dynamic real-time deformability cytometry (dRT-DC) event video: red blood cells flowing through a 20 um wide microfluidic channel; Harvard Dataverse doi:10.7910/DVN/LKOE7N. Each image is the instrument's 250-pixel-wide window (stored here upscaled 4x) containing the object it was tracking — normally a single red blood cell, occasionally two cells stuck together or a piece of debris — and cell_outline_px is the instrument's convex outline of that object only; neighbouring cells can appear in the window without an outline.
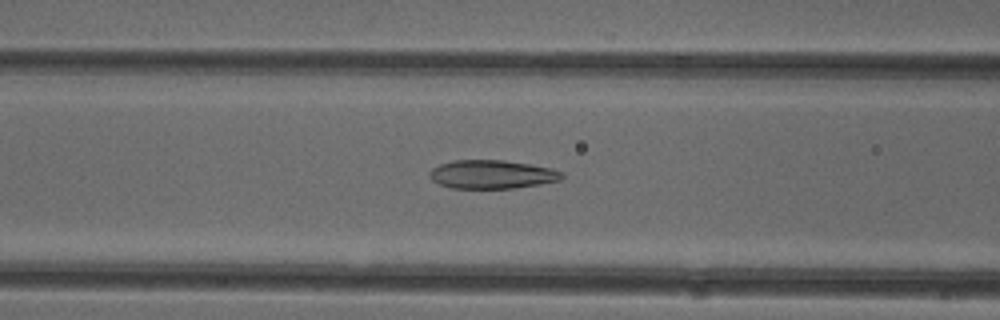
{"species": "common noctule bat (a hibernating species)", "species_latin": "Nyctalus noctula", "temperature_condition": "cold", "stored_images_in_passage": 51, "camera_frame_rate_fps": 3000, "um_per_image_px": 0.085, "animal": {"sex": "female"}, "frame": {"image": 1, "passage_image": 21, "time_ms": 6.667, "image_size_px": [1000, 320], "cell_outline_px": [[564, 176], [560, 180], [540, 184], [512, 188], [452, 188], [440, 184], [432, 180], [428, 176], [428, 172], [432, 168], [440, 164], [452, 160], [504, 160], [552, 168], [564, 172]], "centroid_in_image_um": [41.8, 14.81], "position_along_channel_um": 124.8, "area_um2": 22.08}}
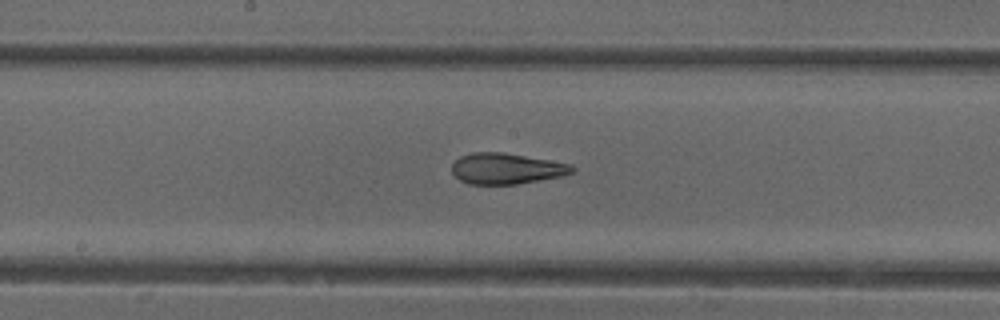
{"frame": {"image": 2, "passage_image": 27, "time_ms": 8.667, "image_size_px": [1000, 320], "cell_outline_px": [[576, 172], [560, 176], [516, 184], [468, 184], [460, 180], [452, 172], [452, 164], [460, 156], [472, 152], [500, 152], [572, 164], [576, 168]], "centroid_in_image_um": [43.04, 14.33], "position_along_channel_um": 205.2, "area_um2": 21.5}}
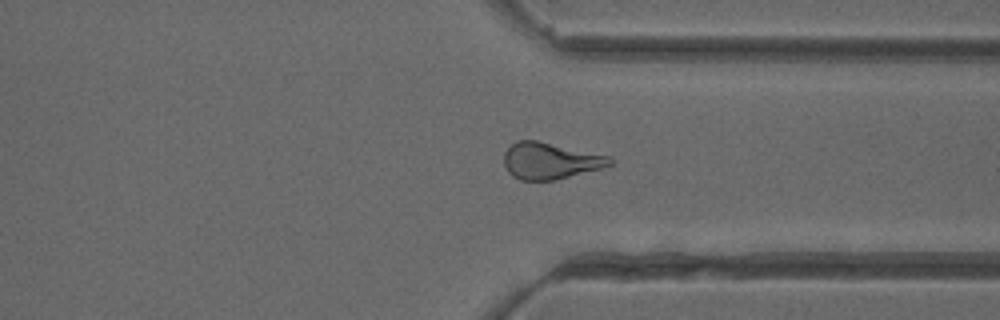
{"frame": {"image": 3, "passage_image": 39, "time_ms": 12.667, "image_size_px": [1000, 320], "cell_outline_px": [[612, 164], [600, 168], [552, 180], [520, 180], [512, 176], [508, 172], [504, 164], [504, 152], [516, 140], [536, 140], [608, 156], [612, 160]], "centroid_in_image_um": [46.7, 13.66], "position_along_channel_um": 364.7, "area_um2": 22.08}, "authors_computed_cell_mechanics": {"area_um2": 23.1778, "velocity_mm_per_s": 3.998, "shape_relaxation_time_tau1_ms": 10.4482, "shape_relaxation_time_tau2_ms": 2.0969, "deformation_change_tau1": 0.225, "deformation_change_tau2": 0.0998}}